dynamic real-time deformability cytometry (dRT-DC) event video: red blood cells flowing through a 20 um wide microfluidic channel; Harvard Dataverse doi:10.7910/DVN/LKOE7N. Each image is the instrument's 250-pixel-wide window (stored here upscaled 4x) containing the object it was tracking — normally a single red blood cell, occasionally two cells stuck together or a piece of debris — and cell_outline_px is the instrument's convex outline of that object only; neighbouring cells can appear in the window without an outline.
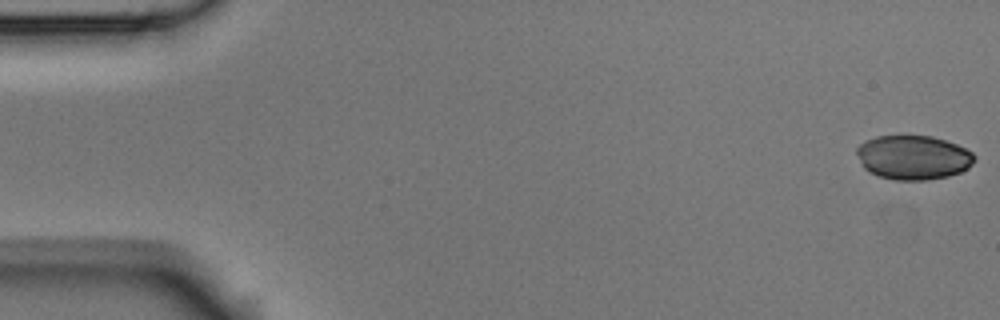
{"species": "Egyptian fruit bat (a non-hibernating species)", "species_latin": "Rousettus aegyptiacus", "temperature_condition": "room temperature", "stored_images_in_passage": 11, "camera_frame_rate_fps": 3000, "um_per_image_px": 0.085, "animal": {"sex": "male"}, "frame": {"image": 1, "passage_image": 1, "time_ms": 0.0, "image_size_px": [1000, 320], "cell_outline_px": [[976, 160], [968, 168], [960, 172], [948, 176], [924, 180], [896, 180], [880, 176], [864, 168], [856, 152], [856, 148], [860, 144], [876, 136], [932, 136], [956, 144], [972, 152], [976, 156]], "centroid_in_image_um": [77.65, 13.38], "position_along_channel_um": 7.3, "area_um2": 30.11}}